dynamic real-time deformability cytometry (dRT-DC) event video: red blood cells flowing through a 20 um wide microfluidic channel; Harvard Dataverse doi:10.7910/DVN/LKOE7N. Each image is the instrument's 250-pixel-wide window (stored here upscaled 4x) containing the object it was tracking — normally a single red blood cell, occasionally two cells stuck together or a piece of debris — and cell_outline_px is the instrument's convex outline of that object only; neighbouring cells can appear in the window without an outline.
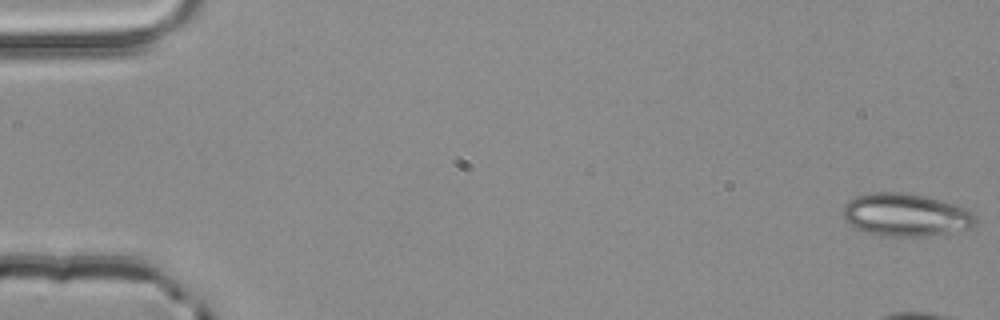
{"species": "common noctule bat (a hibernating species)", "species_latin": "Nyctalus noctula", "temperature_condition": "room temperature", "stored_images_in_passage": 5, "camera_frame_rate_fps": 3000, "um_per_image_px": 0.085, "animal": {"sex": "male", "body_mass_g": 20.4}, "frame": {"image": 1, "passage_image": 1, "time_ms": 0.0, "image_size_px": [1000, 320], "cell_outline_px": [[976, 224], [968, 228], [948, 232], [924, 236], [880, 236], [864, 232], [848, 224], [844, 220], [844, 204], [848, 200], [856, 196], [872, 192], [904, 192], [924, 196], [952, 204], [964, 208], [972, 212], [976, 216]], "centroid_in_image_um": [76.93, 18.26], "position_along_channel_um": 8.1, "area_um2": 32.95}}